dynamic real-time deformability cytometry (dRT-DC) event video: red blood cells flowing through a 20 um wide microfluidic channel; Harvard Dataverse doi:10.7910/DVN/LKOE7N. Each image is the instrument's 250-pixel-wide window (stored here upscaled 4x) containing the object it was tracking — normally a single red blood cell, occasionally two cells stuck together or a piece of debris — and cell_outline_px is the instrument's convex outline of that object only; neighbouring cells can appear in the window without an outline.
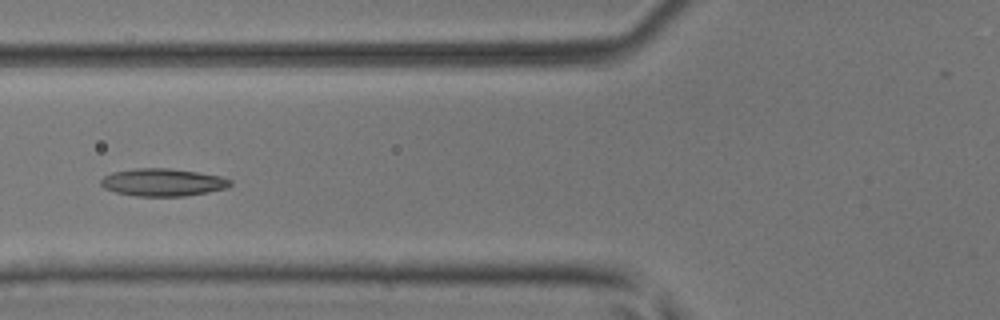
{"species": "common noctule bat (a hibernating species)", "species_latin": "Nyctalus noctula", "temperature_condition": "room temperature", "stored_images_in_passage": 5, "camera_frame_rate_fps": 3000, "um_per_image_px": 0.085, "animal": {"sex": "male", "body_mass_g": 17.9, "forearm_length_mm": 54.2}, "frame": {"image": 1, "passage_image": 5, "time_ms": 1.333, "image_size_px": [1000, 320], "cell_outline_px": [[232, 184], [228, 188], [208, 192], [184, 196], [136, 196], [116, 192], [104, 188], [100, 184], [100, 180], [104, 176], [112, 172], [136, 168], [168, 168], [196, 172], [220, 176], [232, 180]], "centroid_in_image_um": [13.84, 15.5], "position_along_channel_um": 112.0, "area_um2": 20.81}}